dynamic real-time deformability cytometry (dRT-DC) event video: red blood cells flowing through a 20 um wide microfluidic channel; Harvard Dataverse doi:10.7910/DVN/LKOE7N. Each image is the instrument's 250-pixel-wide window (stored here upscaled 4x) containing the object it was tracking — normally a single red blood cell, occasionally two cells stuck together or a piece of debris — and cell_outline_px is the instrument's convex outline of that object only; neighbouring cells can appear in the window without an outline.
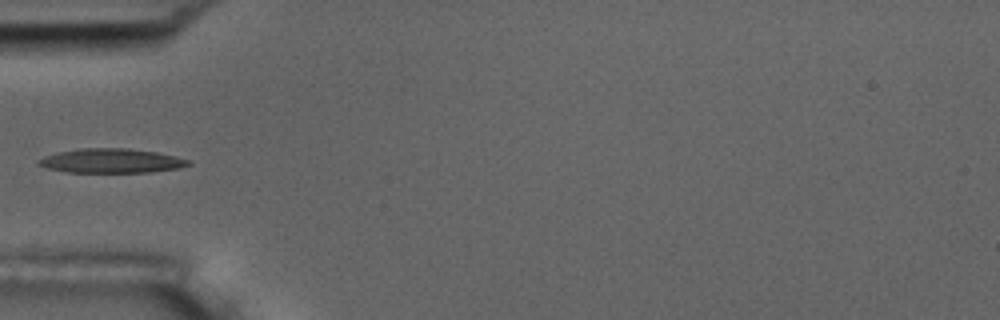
{"species": "common noctule bat (a hibernating species)", "species_latin": "Nyctalus noctula", "temperature_condition": "room temperature", "stored_images_in_passage": 6, "camera_frame_rate_fps": 3000, "um_per_image_px": 0.085, "animal": {"sex": "male", "body_mass_g": 17.5, "forearm_length_mm": 52.3}, "frame": {"image": 1, "passage_image": 6, "time_ms": 5.667, "image_size_px": [1000, 320], "cell_outline_px": [[192, 164], [180, 168], [152, 172], [68, 172], [48, 168], [36, 164], [36, 160], [44, 156], [60, 152], [84, 148], [128, 148], [156, 152], [188, 160]], "centroid_in_image_um": [9.45, 13.67], "position_along_channel_um": 75.6, "area_um2": 21.04}}